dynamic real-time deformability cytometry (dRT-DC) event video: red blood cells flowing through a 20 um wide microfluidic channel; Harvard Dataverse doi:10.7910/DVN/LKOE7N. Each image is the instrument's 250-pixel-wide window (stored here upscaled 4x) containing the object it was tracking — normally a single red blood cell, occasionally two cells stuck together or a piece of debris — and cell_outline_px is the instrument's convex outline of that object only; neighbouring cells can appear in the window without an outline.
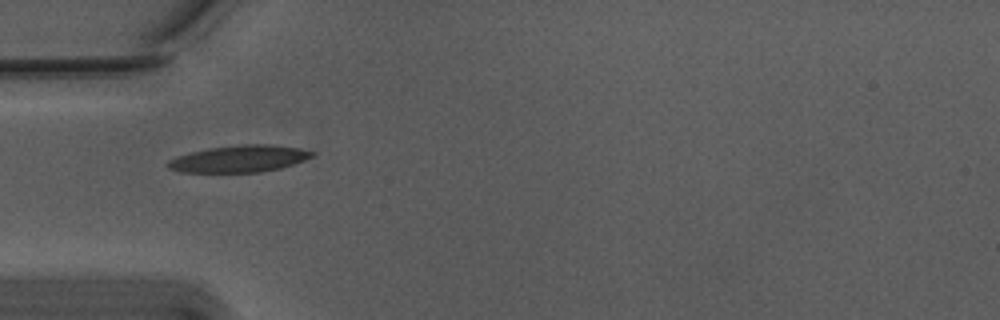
{"species": "Egyptian fruit bat (a non-hibernating species)", "species_latin": "Rousettus aegyptiacus", "temperature_condition": "warm", "stored_images_in_passage": 39, "camera_frame_rate_fps": 3000, "um_per_image_px": 0.085, "animal": {"sex": "male"}, "frame": {"image": 1, "passage_image": 1, "time_ms": 0.0, "image_size_px": [1000, 320], "cell_outline_px": [[316, 152], [312, 156], [304, 160], [280, 168], [260, 172], [180, 172], [168, 168], [164, 164], [168, 160], [176, 156], [208, 148], [244, 144], [272, 144], [300, 148]], "centroid_in_image_um": [20.31, 13.49], "position_along_channel_um": 64.7, "area_um2": 22.6}}
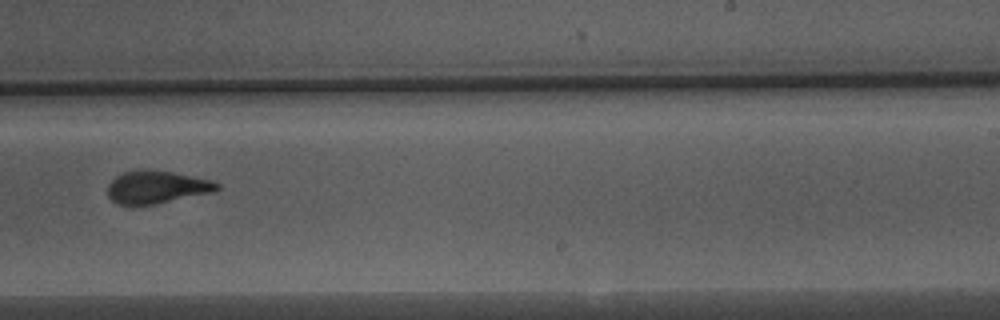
{"frame": {"image": 2, "passage_image": 18, "time_ms": 5.667, "image_size_px": [1000, 320], "cell_outline_px": [[220, 188], [208, 192], [156, 204], [116, 204], [108, 196], [108, 184], [120, 172], [136, 168], [172, 172], [212, 180], [220, 184]], "centroid_in_image_um": [13.25, 15.87], "position_along_channel_um": 275.8, "area_um2": 20.69}}
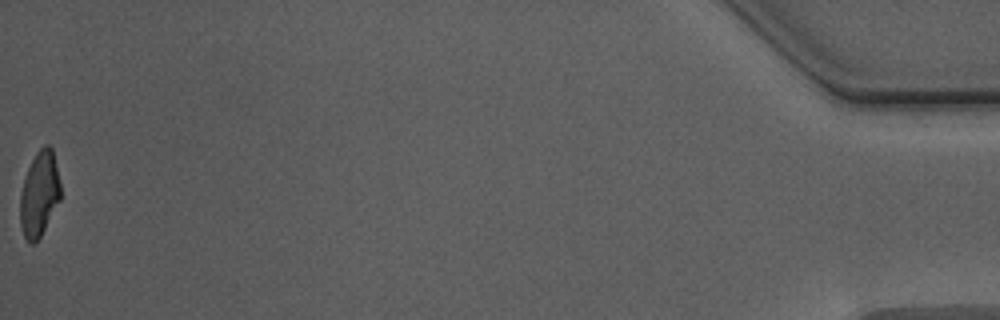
{"frame": {"image": 3, "passage_image": 39, "time_ms": 12.667, "image_size_px": [1000, 320], "cell_outline_px": [[60, 200], [40, 236], [32, 244], [24, 236], [20, 224], [20, 196], [24, 180], [28, 168], [36, 152], [44, 144], [48, 144], [52, 148], [60, 184]], "centroid_in_image_um": [3.34, 16.46], "position_along_channel_um": 431.9, "area_um2": 19.65}, "authors_computed_cell_mechanics": {"area_um2": 21.2704, "velocity_mm_per_s": 3.7347, "shape_relaxation_time_tau1_ms": 6.6304, "shape_relaxation_time_tau2_ms": 1.6818, "deformation_change_tau1": 0.2383, "deformation_change_tau2": 0.1032}}